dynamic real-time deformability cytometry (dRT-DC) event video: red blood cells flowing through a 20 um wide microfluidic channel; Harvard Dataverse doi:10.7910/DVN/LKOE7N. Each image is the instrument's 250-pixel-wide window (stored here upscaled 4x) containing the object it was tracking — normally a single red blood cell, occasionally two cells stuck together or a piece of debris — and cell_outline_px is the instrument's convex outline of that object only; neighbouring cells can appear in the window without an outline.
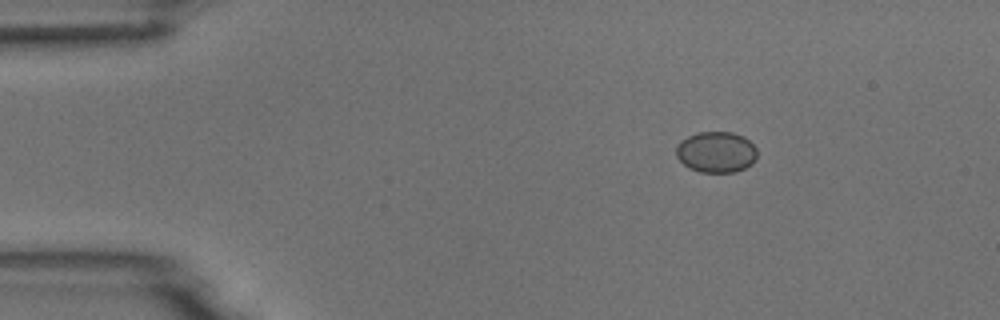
{"species": "common noctule bat (a hibernating species)", "species_latin": "Nyctalus noctula", "temperature_condition": "room temperature", "stored_images_in_passage": 46, "camera_frame_rate_fps": 3000, "um_per_image_px": 0.085, "animal": {"sex": "male", "body_mass_g": 18.8}, "frame": {"image": 1, "passage_image": 1, "time_ms": 0.0, "image_size_px": [1000, 320], "cell_outline_px": [[756, 160], [752, 164], [736, 172], [700, 172], [688, 168], [676, 156], [676, 144], [680, 140], [688, 136], [700, 132], [732, 132], [744, 136], [756, 148]], "centroid_in_image_um": [60.87, 12.92], "position_along_channel_um": 24.1, "area_um2": 19.48}}
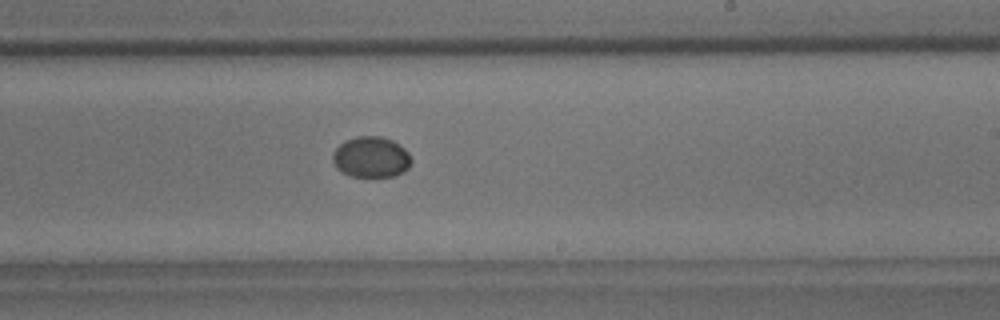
{"frame": {"image": 2, "passage_image": 25, "time_ms": 8.0, "image_size_px": [1000, 320], "cell_outline_px": [[412, 160], [408, 168], [404, 172], [396, 176], [352, 176], [336, 168], [332, 160], [332, 152], [344, 140], [356, 136], [380, 136], [392, 140], [404, 148], [408, 152]], "centroid_in_image_um": [31.54, 13.34], "position_along_channel_um": 257.5, "area_um2": 18.79}}
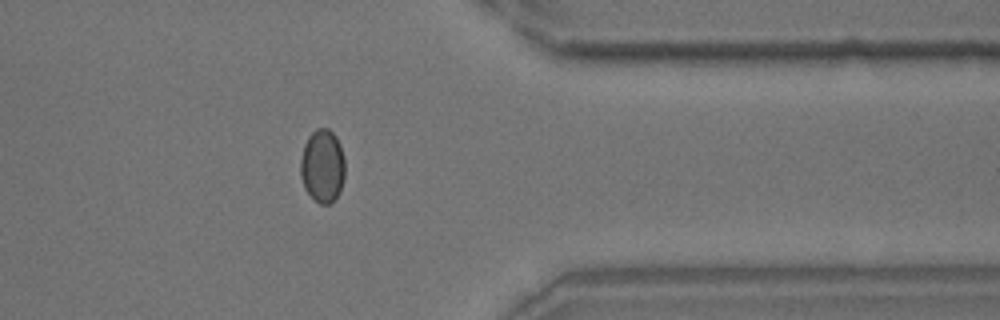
{"frame": {"image": 3, "passage_image": 36, "time_ms": 11.667, "image_size_px": [1000, 320], "cell_outline_px": [[344, 176], [340, 192], [328, 204], [320, 204], [304, 188], [300, 176], [300, 160], [304, 144], [308, 136], [316, 128], [328, 128], [336, 136], [340, 144], [344, 160]], "centroid_in_image_um": [27.39, 14.08], "position_along_channel_um": 384.0, "area_um2": 18.96}}